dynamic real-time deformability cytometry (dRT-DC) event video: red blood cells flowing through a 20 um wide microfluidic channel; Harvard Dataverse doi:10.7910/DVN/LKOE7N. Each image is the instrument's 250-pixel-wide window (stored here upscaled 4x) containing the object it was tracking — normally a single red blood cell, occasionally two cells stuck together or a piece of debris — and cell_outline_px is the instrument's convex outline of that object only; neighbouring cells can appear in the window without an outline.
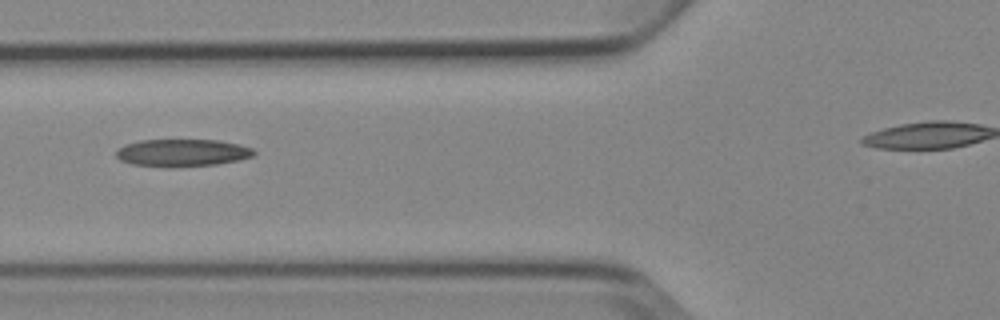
{"species": "Egyptian fruit bat (a non-hibernating species)", "species_latin": "Rousettus aegyptiacus", "temperature_condition": "cold", "stored_images_in_passage": 7, "camera_frame_rate_fps": 3000, "um_per_image_px": 0.085, "animal": {"sex": "female"}, "frame": {"image": 1, "passage_image": 6, "time_ms": 5.667, "image_size_px": [1000, 320], "cell_outline_px": [[256, 152], [252, 156], [240, 160], [216, 164], [172, 168], [164, 168], [132, 164], [120, 160], [116, 156], [116, 148], [124, 144], [140, 140], [216, 140], [240, 144], [252, 148]], "centroid_in_image_um": [15.45, 13.0], "position_along_channel_um": 110.3, "area_um2": 22.37}}